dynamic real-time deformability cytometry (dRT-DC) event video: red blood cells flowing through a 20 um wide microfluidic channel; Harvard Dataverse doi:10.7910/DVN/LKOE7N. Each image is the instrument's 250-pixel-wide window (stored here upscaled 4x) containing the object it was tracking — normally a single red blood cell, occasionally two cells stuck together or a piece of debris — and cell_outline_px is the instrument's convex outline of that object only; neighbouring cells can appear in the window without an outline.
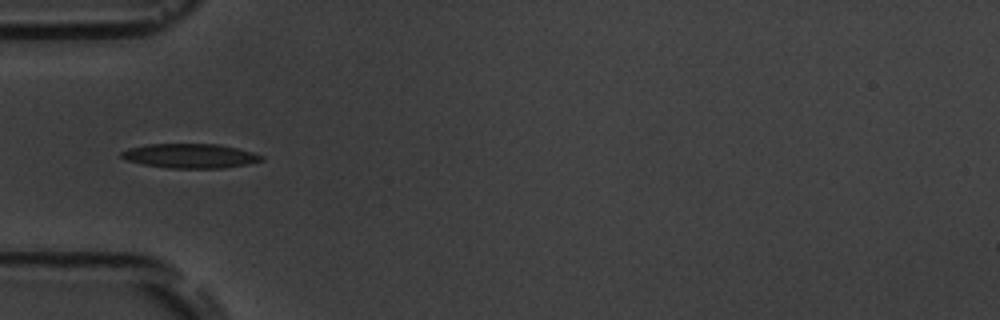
{"species": "common noctule bat (a hibernating species)", "species_latin": "Nyctalus noctula", "temperature_condition": "room temperature", "stored_images_in_passage": 6, "camera_frame_rate_fps": 3000, "um_per_image_px": 0.085, "animal": {"sex": "male", "body_mass_g": 19.5, "forearm_length_mm": 54.6}, "frame": {"image": 1, "passage_image": 6, "time_ms": 5.667, "image_size_px": [1000, 320], "cell_outline_px": [[264, 160], [248, 164], [224, 168], [168, 168], [144, 164], [124, 160], [120, 156], [120, 152], [128, 148], [144, 144], [220, 144], [252, 152], [264, 156]], "centroid_in_image_um": [16.14, 13.25], "position_along_channel_um": 68.9, "area_um2": 20.06}}